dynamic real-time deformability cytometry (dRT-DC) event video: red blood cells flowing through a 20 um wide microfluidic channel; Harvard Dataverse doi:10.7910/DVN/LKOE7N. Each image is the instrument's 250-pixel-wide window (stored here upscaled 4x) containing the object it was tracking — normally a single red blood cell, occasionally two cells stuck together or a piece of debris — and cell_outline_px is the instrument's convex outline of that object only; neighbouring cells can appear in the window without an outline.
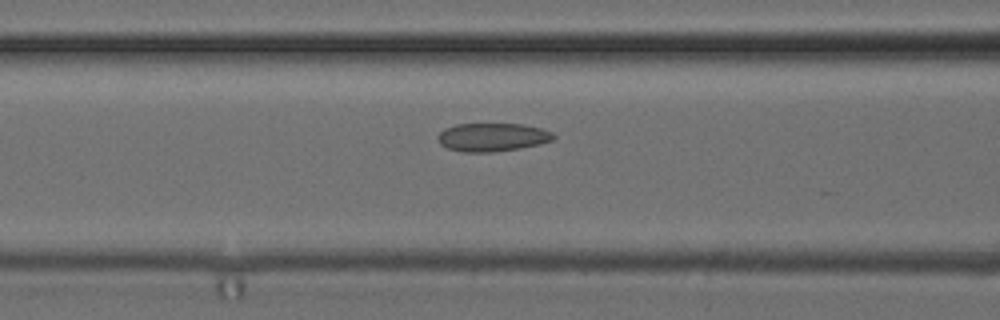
{"species": "common noctule bat (a hibernating species)", "species_latin": "Nyctalus noctula", "temperature_condition": "cold", "stored_images_in_passage": 26, "camera_frame_rate_fps": 3000, "um_per_image_px": 0.085, "animal": {"sex": "female", "body_mass_g": 24.6, "forearm_length_mm": 56.2}, "frame": {"image": 1, "passage_image": 22, "time_ms": 7.0, "image_size_px": [1000, 320], "cell_outline_px": [[556, 136], [552, 140], [540, 144], [520, 148], [492, 152], [464, 152], [448, 148], [440, 144], [436, 136], [444, 128], [456, 124], [524, 124], [540, 128], [552, 132]], "centroid_in_image_um": [41.84, 11.66], "position_along_channel_um": 124.8, "area_um2": 19.13}}
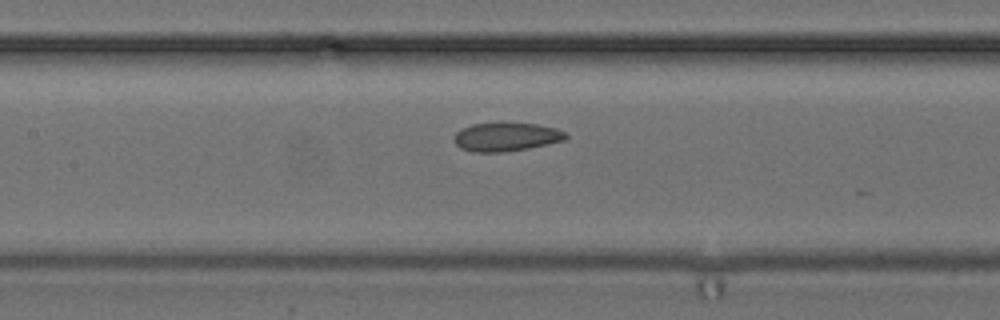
{"frame": {"image": 2, "passage_image": 25, "time_ms": 8.0, "image_size_px": [1000, 320], "cell_outline_px": [[568, 136], [564, 140], [548, 144], [528, 148], [504, 152], [472, 152], [460, 148], [456, 144], [456, 132], [460, 128], [472, 124], [536, 124], [556, 128], [564, 132]], "centroid_in_image_um": [43.02, 11.65], "position_along_channel_um": 164.4, "area_um2": 18.26}}